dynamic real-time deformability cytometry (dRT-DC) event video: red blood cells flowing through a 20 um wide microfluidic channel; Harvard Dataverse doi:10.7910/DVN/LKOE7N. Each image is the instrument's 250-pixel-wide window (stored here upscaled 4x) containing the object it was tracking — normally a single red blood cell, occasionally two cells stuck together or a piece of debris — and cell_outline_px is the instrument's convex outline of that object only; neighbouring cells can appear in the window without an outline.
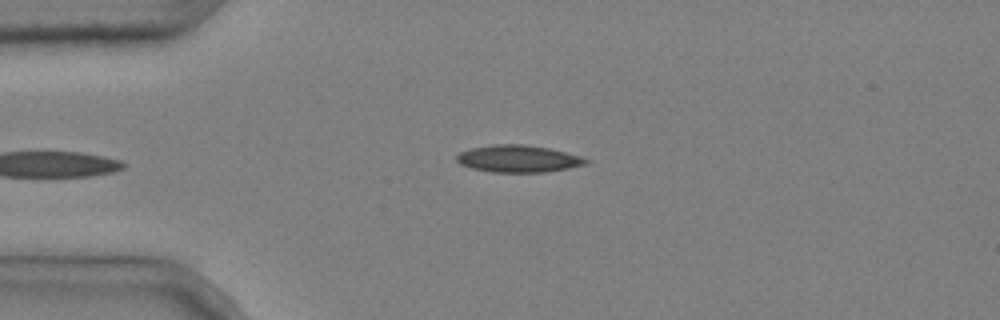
{"species": "common noctule bat (a hibernating species)", "species_latin": "Nyctalus noctula", "temperature_condition": "cold", "stored_images_in_passage": 5, "camera_frame_rate_fps": 3000, "um_per_image_px": 0.085, "animal": {"sex": "male", "body_mass_g": 20.4}, "frame": {"image": 1, "passage_image": 5, "time_ms": 1.333, "image_size_px": [1000, 320], "cell_outline_px": [[592, 160], [588, 164], [568, 168], [544, 172], [492, 172], [472, 168], [460, 164], [456, 160], [456, 156], [460, 152], [472, 148], [492, 144], [524, 144], [548, 148], [580, 156]], "centroid_in_image_um": [44.07, 13.49], "position_along_channel_um": 40.9, "area_um2": 20.4}}